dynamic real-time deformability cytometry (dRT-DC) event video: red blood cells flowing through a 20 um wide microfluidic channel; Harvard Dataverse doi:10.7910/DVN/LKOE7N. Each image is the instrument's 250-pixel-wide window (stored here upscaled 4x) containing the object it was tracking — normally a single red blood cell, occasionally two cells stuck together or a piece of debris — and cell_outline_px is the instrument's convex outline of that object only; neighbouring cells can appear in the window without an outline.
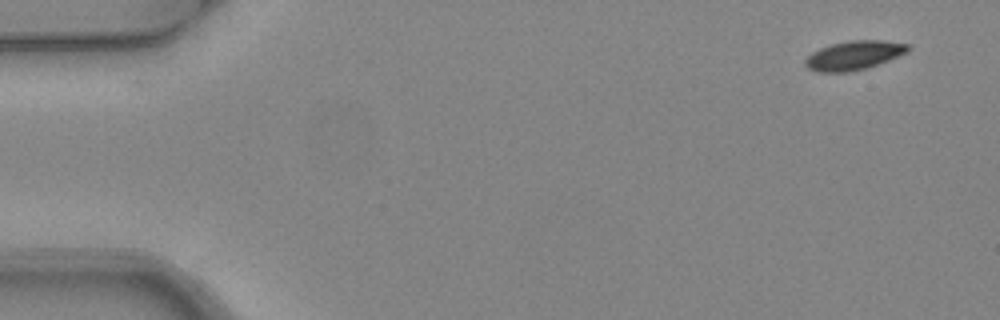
{"species": "common noctule bat (a hibernating species)", "species_latin": "Nyctalus noctula", "temperature_condition": "warm", "stored_images_in_passage": 6, "camera_frame_rate_fps": 3000, "um_per_image_px": 0.085, "animal": {"sex": "female", "body_mass_g": 24.6, "forearm_length_mm": 56.2}, "frame": {"image": 1, "passage_image": 1, "time_ms": 0.0, "image_size_px": [1000, 320], "cell_outline_px": [[908, 52], [888, 60], [864, 68], [848, 72], [816, 72], [808, 68], [804, 64], [804, 60], [812, 52], [820, 48], [832, 44], [852, 40], [884, 40], [908, 44]], "centroid_in_image_um": [72.55, 4.7], "position_along_channel_um": 12.5, "area_um2": 17.17}}
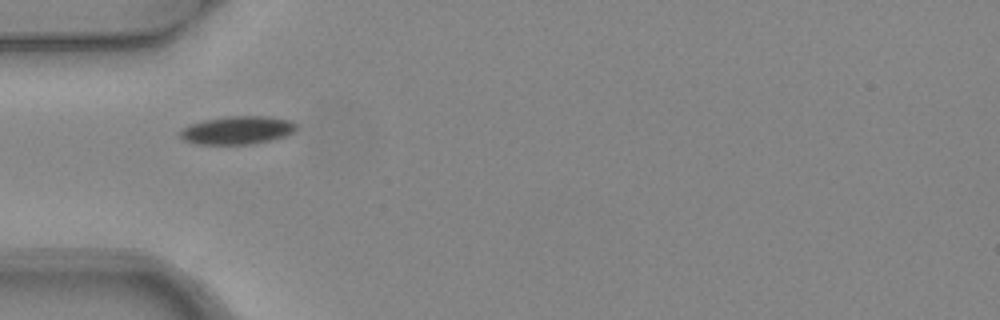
{"frame": {"image": 2, "passage_image": 5, "time_ms": 1.333, "image_size_px": [1000, 320], "cell_outline_px": [[300, 128], [288, 136], [252, 144], [196, 144], [184, 140], [180, 136], [180, 128], [204, 120], [228, 116], [268, 116], [292, 120]], "centroid_in_image_um": [20.23, 11.06], "position_along_channel_um": 64.8, "area_um2": 19.31}}